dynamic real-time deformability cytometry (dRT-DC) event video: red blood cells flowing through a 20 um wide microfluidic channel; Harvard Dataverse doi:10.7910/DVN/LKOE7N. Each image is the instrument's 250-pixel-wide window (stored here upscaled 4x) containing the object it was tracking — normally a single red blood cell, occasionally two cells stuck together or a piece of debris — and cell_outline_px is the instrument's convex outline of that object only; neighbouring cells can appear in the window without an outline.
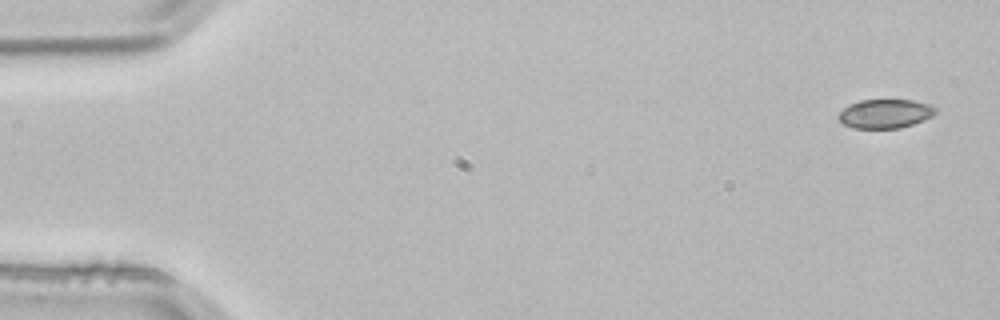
{"species": "common noctule bat (a hibernating species)", "species_latin": "Nyctalus noctula", "temperature_condition": "room temperature", "stored_images_in_passage": 3, "camera_frame_rate_fps": 3000, "um_per_image_px": 0.085, "animal": {"sex": "male", "body_mass_g": 21.5, "forearm_length_mm": 52.0}, "frame": {"image": 1, "passage_image": 1, "time_ms": 0.0, "image_size_px": [1000, 320], "cell_outline_px": [[940, 108], [932, 116], [924, 120], [900, 128], [852, 128], [844, 124], [836, 116], [844, 108], [860, 100], [912, 100], [932, 104]], "centroid_in_image_um": [75.29, 9.66], "position_along_channel_um": 9.7, "area_um2": 16.47}}
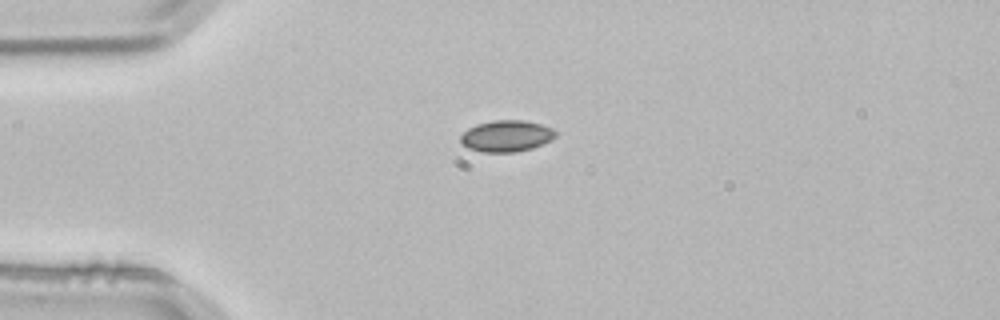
{"frame": {"image": 2, "passage_image": 3, "time_ms": 0.667, "image_size_px": [1000, 320], "cell_outline_px": [[556, 136], [552, 140], [532, 148], [516, 152], [480, 152], [468, 148], [460, 144], [460, 136], [468, 128], [476, 124], [492, 120], [524, 120], [540, 124], [552, 128], [556, 132]], "centroid_in_image_um": [43.02, 11.56], "position_along_channel_um": 42.0, "area_um2": 17.57}}